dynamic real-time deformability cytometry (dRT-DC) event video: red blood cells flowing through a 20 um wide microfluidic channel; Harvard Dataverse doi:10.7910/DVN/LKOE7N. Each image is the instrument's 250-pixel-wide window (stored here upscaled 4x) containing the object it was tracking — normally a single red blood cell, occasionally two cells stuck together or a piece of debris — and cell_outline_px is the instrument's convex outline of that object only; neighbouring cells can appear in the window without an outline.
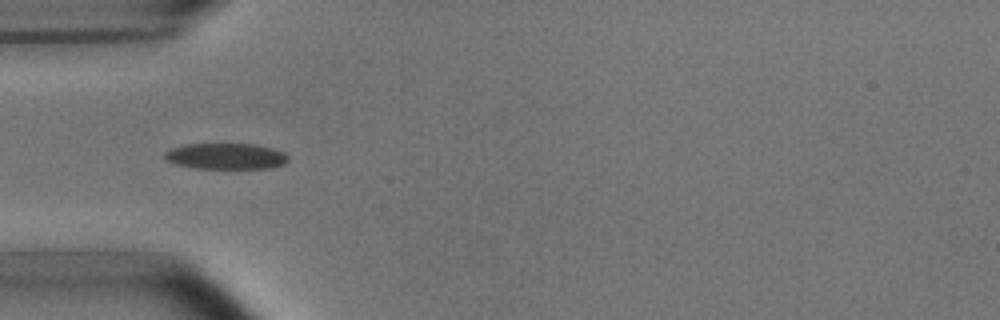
{"species": "common noctule bat (a hibernating species)", "species_latin": "Nyctalus noctula", "temperature_condition": "room temperature", "stored_images_in_passage": 14, "camera_frame_rate_fps": 3000, "um_per_image_px": 0.085, "animal": {"sex": "male", "body_mass_g": 15.6}, "frame": {"image": 1, "passage_image": 4, "time_ms": 4.333, "image_size_px": [1000, 320], "cell_outline_px": [[288, 160], [284, 164], [272, 168], [196, 168], [176, 164], [164, 160], [164, 152], [172, 148], [184, 144], [256, 144], [272, 148], [284, 152], [288, 156]], "centroid_in_image_um": [19.2, 13.27], "position_along_channel_um": 65.8, "area_um2": 18.79}}
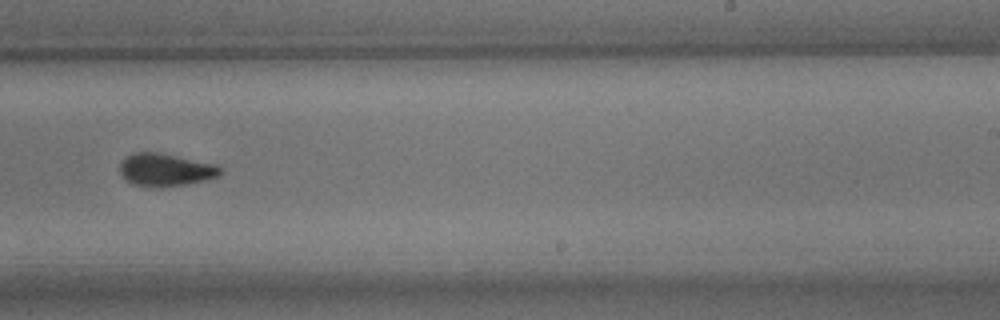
{"frame": {"image": 2, "passage_image": 9, "time_ms": 10.0, "image_size_px": [1000, 320], "cell_outline_px": [[224, 172], [220, 176], [204, 180], [164, 188], [160, 188], [132, 184], [124, 180], [120, 172], [120, 164], [128, 156], [136, 152], [156, 152], [216, 164]], "centroid_in_image_um": [14.07, 14.45], "position_along_channel_um": 274.9, "area_um2": 19.13}}
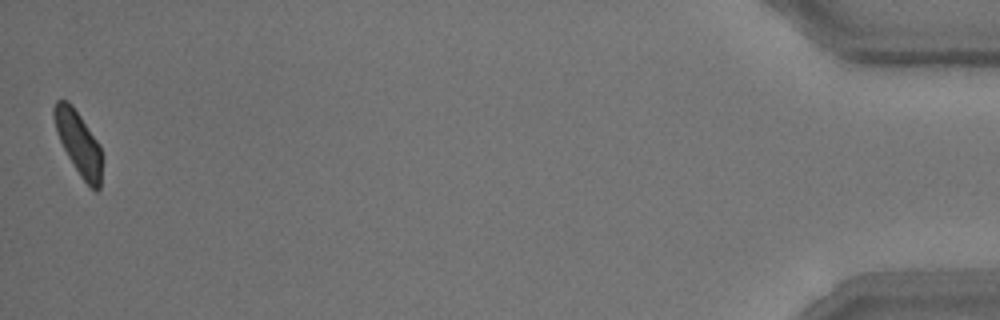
{"frame": {"image": 3, "passage_image": 14, "time_ms": 16.667, "image_size_px": [1000, 320], "cell_outline_px": [[104, 160], [100, 188], [96, 192], [80, 176], [68, 156], [56, 132], [52, 116], [52, 108], [56, 100], [68, 100], [72, 104], [100, 144]], "centroid_in_image_um": [6.7, 12.15], "position_along_channel_um": 428.5, "area_um2": 18.15}, "authors_computed_cell_mechanics": {"area_um2": 19.074, "velocity_mm_per_s": 3.6872, "shape_relaxation_time_tau1_ms": 3.6148, "shape_relaxation_time_tau2_ms": 1.2542, "deformation_change_tau1": 0.113, "deformation_change_tau2": 0.0493}}